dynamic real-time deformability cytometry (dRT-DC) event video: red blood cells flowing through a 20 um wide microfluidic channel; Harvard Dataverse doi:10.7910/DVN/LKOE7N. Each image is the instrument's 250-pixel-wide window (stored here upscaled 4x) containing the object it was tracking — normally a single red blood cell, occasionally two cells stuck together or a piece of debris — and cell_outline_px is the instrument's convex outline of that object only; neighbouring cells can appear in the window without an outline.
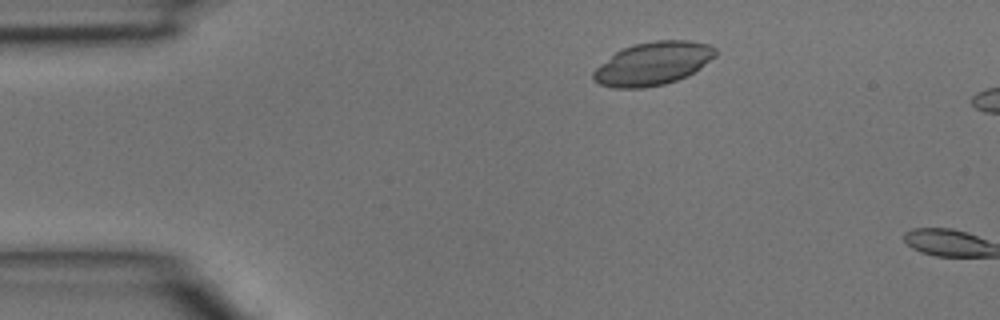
{"species": "common noctule bat (a hibernating species)", "species_latin": "Nyctalus noctula", "temperature_condition": "room temperature", "stored_images_in_passage": 3, "camera_frame_rate_fps": 3000, "um_per_image_px": 0.085, "animal": {"sex": "male", "body_mass_g": 15.6}, "frame": {"image": 1, "passage_image": 2, "time_ms": 0.333, "image_size_px": [1000, 320], "cell_outline_px": [[716, 56], [700, 68], [688, 76], [664, 84], [644, 88], [612, 88], [600, 84], [592, 80], [592, 72], [600, 64], [616, 52], [632, 44], [656, 40], [688, 40], [708, 44], [716, 48]], "centroid_in_image_um": [55.5, 5.4], "position_along_channel_um": 29.5, "area_um2": 30.81}}